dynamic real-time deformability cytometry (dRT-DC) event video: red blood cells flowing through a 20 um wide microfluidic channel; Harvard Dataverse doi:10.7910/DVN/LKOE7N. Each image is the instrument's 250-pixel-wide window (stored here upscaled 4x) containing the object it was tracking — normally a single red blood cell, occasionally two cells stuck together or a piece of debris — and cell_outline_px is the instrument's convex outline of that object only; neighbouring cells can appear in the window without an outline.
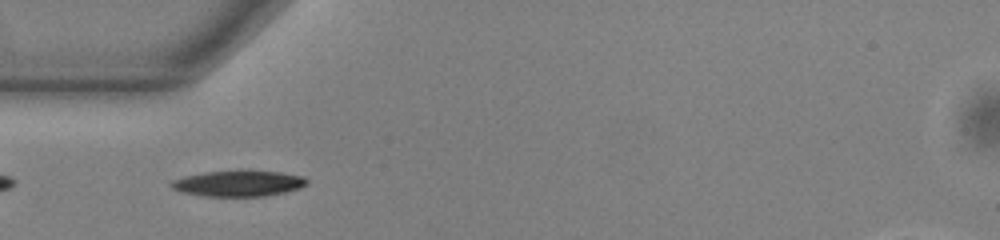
{"species": "common noctule bat (a hibernating species)", "species_latin": "Nyctalus noctula", "temperature_condition": "warm", "stored_images_in_passage": 38, "camera_frame_rate_fps": 3000, "um_per_image_px": 0.085, "animal": {"sex": "male", "body_mass_g": 13.0, "forearm_length_mm": 53.1}, "frame": {"image": 1, "passage_image": 1, "time_ms": 0.0, "image_size_px": [1000, 240], "cell_outline_px": [[308, 184], [300, 188], [284, 192], [264, 196], [204, 196], [180, 192], [172, 188], [168, 184], [172, 180], [184, 176], [204, 172], [240, 168], [248, 168], [280, 172], [304, 176], [308, 180]], "centroid_in_image_um": [20.27, 15.55], "position_along_channel_um": 64.7, "area_um2": 21.33}}
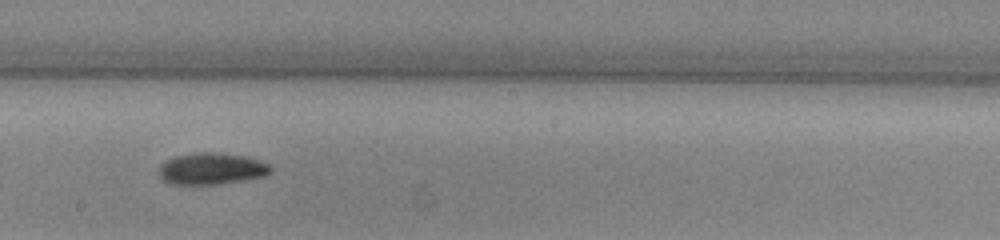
{"frame": {"image": 2, "passage_image": 14, "time_ms": 4.333, "image_size_px": [1000, 240], "cell_outline_px": [[272, 172], [264, 176], [216, 184], [172, 184], [164, 180], [156, 172], [160, 164], [164, 160], [176, 156], [200, 152], [220, 152], [248, 156], [268, 164], [272, 168]], "centroid_in_image_um": [17.95, 14.32], "position_along_channel_um": 230.3, "area_um2": 20.69}}
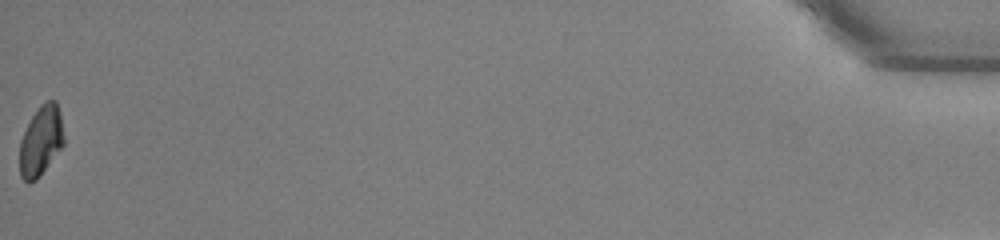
{"frame": {"image": 3, "passage_image": 38, "time_ms": 12.333, "image_size_px": [1000, 240], "cell_outline_px": [[64, 144], [36, 180], [28, 184], [20, 176], [20, 140], [32, 116], [40, 104], [44, 100], [56, 100], [60, 112], [64, 136]], "centroid_in_image_um": [3.48, 11.95], "position_along_channel_um": 431.7, "area_um2": 17.98}, "authors_computed_cell_mechanics": {"area_um2": 19.5364, "velocity_mm_per_s": 3.8398, "shape_relaxation_time_tau1_ms": 2.5474, "shape_relaxation_time_tau2_ms": null, "deformation_change_tau1": 0.1174, "deformation_change_tau2": null}}